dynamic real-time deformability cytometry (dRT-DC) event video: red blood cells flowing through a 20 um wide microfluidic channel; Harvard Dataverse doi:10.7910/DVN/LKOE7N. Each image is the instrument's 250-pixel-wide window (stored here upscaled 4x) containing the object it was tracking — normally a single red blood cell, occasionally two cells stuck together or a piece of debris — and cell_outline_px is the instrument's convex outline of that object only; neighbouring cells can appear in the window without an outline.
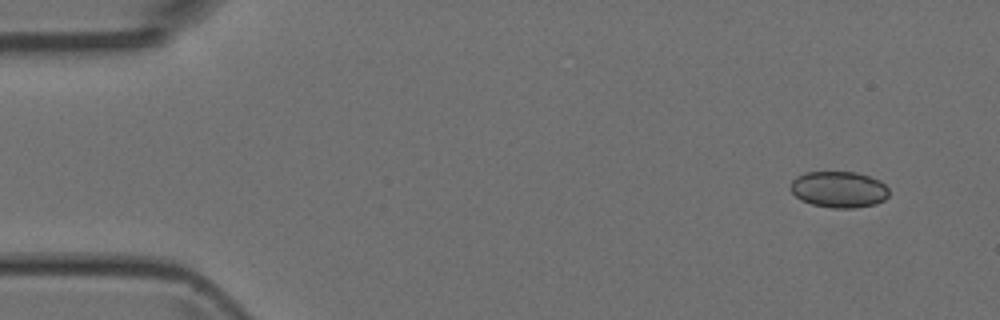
{"species": "Egyptian fruit bat (a non-hibernating species)", "species_latin": "Rousettus aegyptiacus", "temperature_condition": "room temperature", "stored_images_in_passage": 4, "camera_frame_rate_fps": 3000, "um_per_image_px": 0.085, "animal": {"sex": "female"}, "frame": {"image": 1, "passage_image": 1, "time_ms": 0.0, "image_size_px": [1000, 320], "cell_outline_px": [[888, 196], [884, 200], [876, 204], [856, 208], [832, 208], [812, 204], [800, 200], [788, 188], [792, 180], [796, 176], [804, 172], [856, 172], [880, 180], [888, 188]], "centroid_in_image_um": [71.28, 16.1], "position_along_channel_um": 13.7, "area_um2": 21.04}}
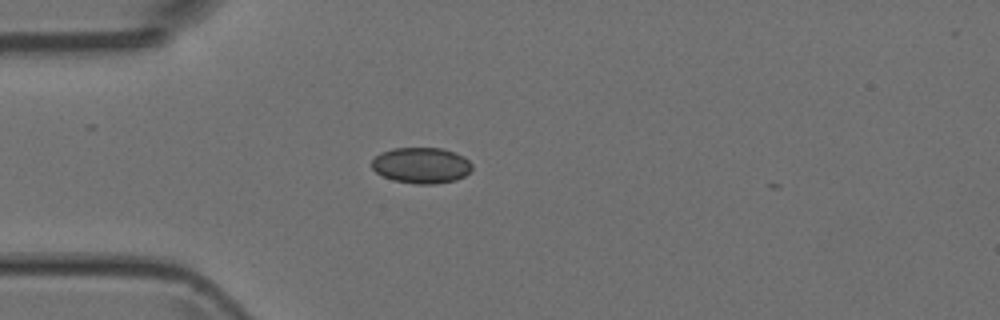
{"frame": {"image": 2, "passage_image": 4, "time_ms": 3.333, "image_size_px": [1000, 320], "cell_outline_px": [[472, 168], [464, 176], [456, 180], [436, 184], [416, 184], [392, 180], [376, 172], [372, 168], [372, 160], [380, 152], [392, 148], [440, 148], [464, 156], [472, 164]], "centroid_in_image_um": [35.8, 14.06], "position_along_channel_um": 49.2, "area_um2": 20.98}}